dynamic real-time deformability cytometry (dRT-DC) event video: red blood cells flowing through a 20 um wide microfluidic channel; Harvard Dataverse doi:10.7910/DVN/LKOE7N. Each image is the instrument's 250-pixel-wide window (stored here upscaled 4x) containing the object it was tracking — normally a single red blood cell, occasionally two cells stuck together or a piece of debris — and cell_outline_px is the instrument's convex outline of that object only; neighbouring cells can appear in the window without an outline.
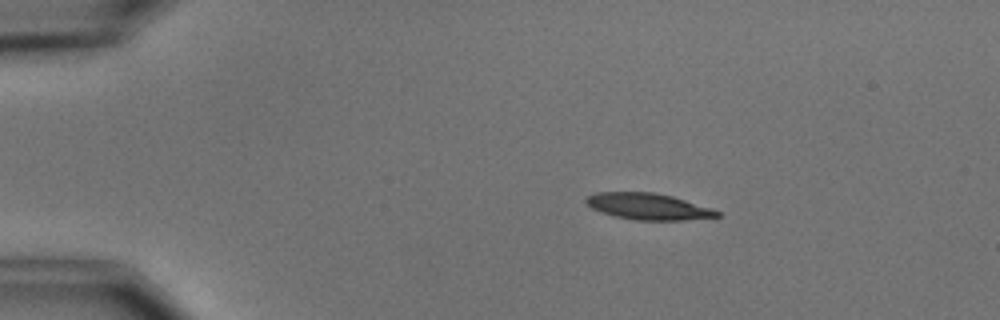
{"species": "common noctule bat (a hibernating species)", "species_latin": "Nyctalus noctula", "temperature_condition": "cold", "stored_images_in_passage": 4, "camera_frame_rate_fps": 3000, "um_per_image_px": 0.085, "animal": {"sex": "male", "body_mass_g": 15.6}, "frame": {"image": 1, "passage_image": 1, "time_ms": 0.0, "image_size_px": [1000, 320], "cell_outline_px": [[720, 216], [684, 220], [636, 220], [616, 216], [600, 212], [592, 208], [584, 200], [588, 196], [596, 192], [652, 192], [672, 196], [712, 208], [720, 212]], "centroid_in_image_um": [55.09, 17.54], "position_along_channel_um": 29.9, "area_um2": 20.0}}